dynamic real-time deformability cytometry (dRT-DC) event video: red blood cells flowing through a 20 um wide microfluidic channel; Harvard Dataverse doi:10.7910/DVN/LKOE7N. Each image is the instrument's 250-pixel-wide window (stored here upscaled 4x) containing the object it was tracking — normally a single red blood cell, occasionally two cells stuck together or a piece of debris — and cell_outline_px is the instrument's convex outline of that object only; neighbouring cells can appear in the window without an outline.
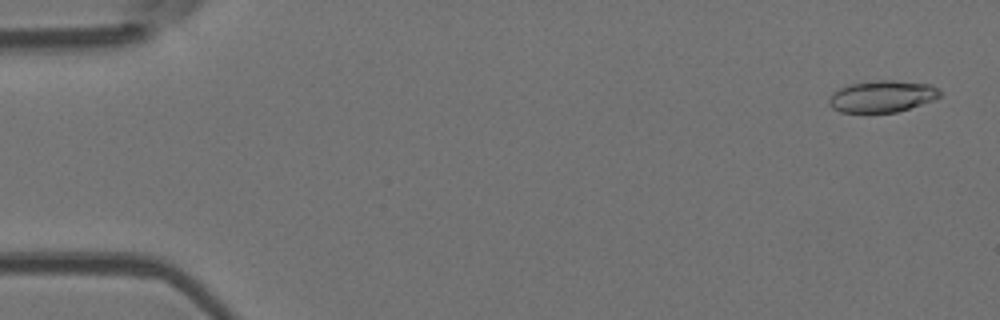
{"species": "Egyptian fruit bat (a non-hibernating species)", "species_latin": "Rousettus aegyptiacus", "temperature_condition": "room temperature", "stored_images_in_passage": 4, "camera_frame_rate_fps": 3000, "um_per_image_px": 0.085, "animal": {"sex": "female"}, "frame": {"image": 1, "passage_image": 1, "time_ms": 0.0, "image_size_px": [1000, 320], "cell_outline_px": [[944, 96], [896, 112], [840, 112], [832, 108], [828, 104], [828, 100], [832, 92], [848, 84], [876, 80], [892, 80], [932, 84]], "centroid_in_image_um": [74.96, 8.18], "position_along_channel_um": 10.0, "area_um2": 20.52}}
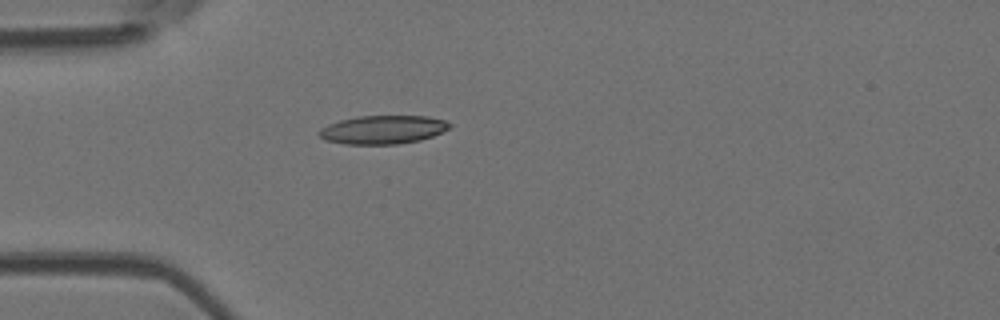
{"frame": {"image": 2, "passage_image": 4, "time_ms": 4.333, "image_size_px": [1000, 320], "cell_outline_px": [[452, 128], [432, 136], [420, 140], [396, 144], [344, 144], [324, 140], [316, 132], [320, 128], [328, 124], [340, 120], [356, 116], [428, 116], [444, 120], [452, 124]], "centroid_in_image_um": [32.53, 11.02], "position_along_channel_um": 52.5, "area_um2": 21.85}}